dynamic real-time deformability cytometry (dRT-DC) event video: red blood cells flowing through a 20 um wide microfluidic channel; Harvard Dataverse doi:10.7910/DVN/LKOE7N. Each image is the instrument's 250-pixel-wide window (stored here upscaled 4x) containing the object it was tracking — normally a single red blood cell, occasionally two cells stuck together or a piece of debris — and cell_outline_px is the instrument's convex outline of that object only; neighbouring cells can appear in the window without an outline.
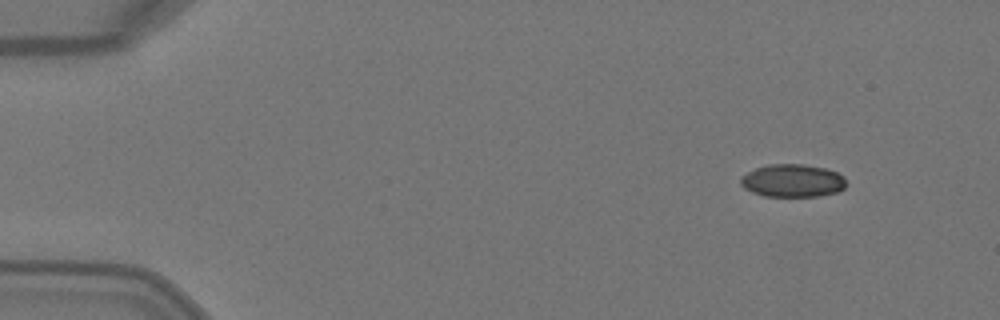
{"species": "Egyptian fruit bat (a non-hibernating species)", "species_latin": "Rousettus aegyptiacus", "temperature_condition": "warm", "stored_images_in_passage": 3, "camera_frame_rate_fps": 3000, "um_per_image_px": 0.085, "animal": {"sex": "female"}, "frame": {"image": 1, "passage_image": 1, "time_ms": 0.0, "image_size_px": [1000, 320], "cell_outline_px": [[844, 188], [836, 192], [820, 196], [764, 196], [752, 192], [744, 188], [740, 184], [740, 176], [756, 168], [768, 164], [804, 164], [824, 168], [836, 172], [844, 176]], "centroid_in_image_um": [67.33, 15.35], "position_along_channel_um": 17.7, "area_um2": 20.17}}
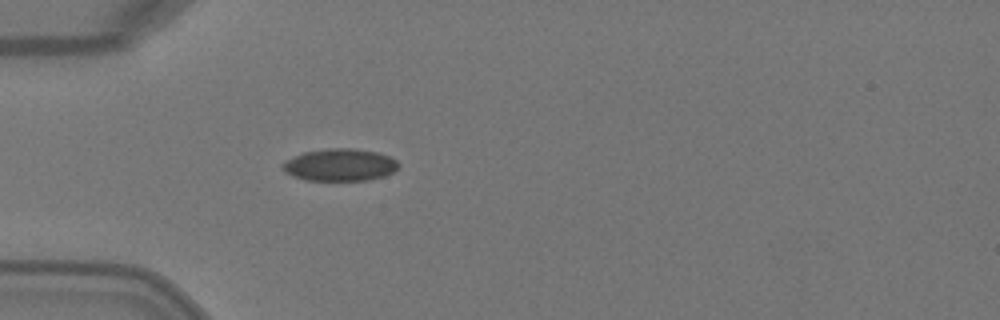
{"frame": {"image": 2, "passage_image": 3, "time_ms": 0.667, "image_size_px": [1000, 320], "cell_outline_px": [[400, 168], [384, 176], [368, 180], [304, 180], [292, 176], [284, 172], [280, 168], [280, 164], [284, 160], [304, 152], [328, 148], [352, 148], [380, 152], [396, 160], [400, 164]], "centroid_in_image_um": [28.87, 14.01], "position_along_channel_um": 56.1, "area_um2": 22.14}}